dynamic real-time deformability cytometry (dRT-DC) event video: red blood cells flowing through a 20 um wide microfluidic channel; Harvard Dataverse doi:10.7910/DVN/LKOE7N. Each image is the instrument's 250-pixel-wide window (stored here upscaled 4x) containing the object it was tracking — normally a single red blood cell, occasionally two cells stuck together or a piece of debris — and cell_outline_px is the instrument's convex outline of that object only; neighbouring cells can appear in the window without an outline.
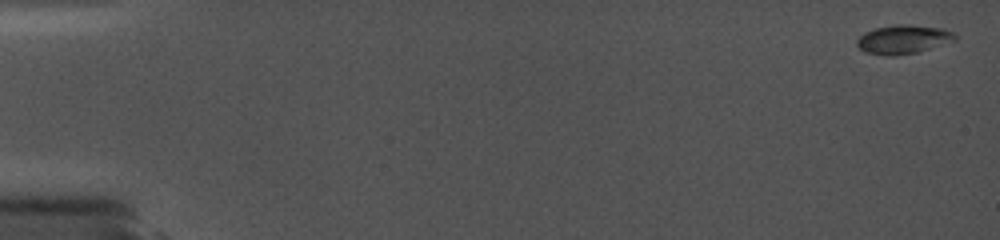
{"species": "common noctule bat (a hibernating species)", "species_latin": "Nyctalus noctula", "temperature_condition": "cold", "stored_images_in_passage": 59, "camera_frame_rate_fps": 5000, "um_per_image_px": 0.085, "animal": {"sex": "female", "body_mass_g": 19.0, "forearm_length_mm": 56.7}, "frame": {"image": 1, "passage_image": 1, "time_ms": 0.0, "image_size_px": [1000, 240], "cell_outline_px": [[956, 40], [916, 52], [892, 56], [888, 56], [864, 52], [856, 44], [856, 40], [864, 32], [876, 28], [896, 24], [908, 24], [940, 28], [956, 32]], "centroid_in_image_um": [76.76, 3.34], "position_along_channel_um": 8.2, "area_um2": 16.42}}
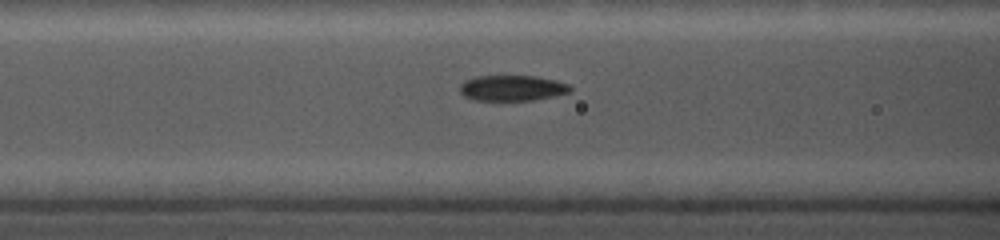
{"frame": {"image": 2, "passage_image": 31, "time_ms": 7.4, "image_size_px": [1000, 240], "cell_outline_px": [[572, 92], [532, 100], [472, 100], [464, 96], [460, 92], [460, 84], [464, 80], [476, 76], [536, 76], [556, 80], [568, 84], [572, 88]], "centroid_in_image_um": [43.52, 7.48], "position_along_channel_um": 123.1, "area_um2": 16.53}}
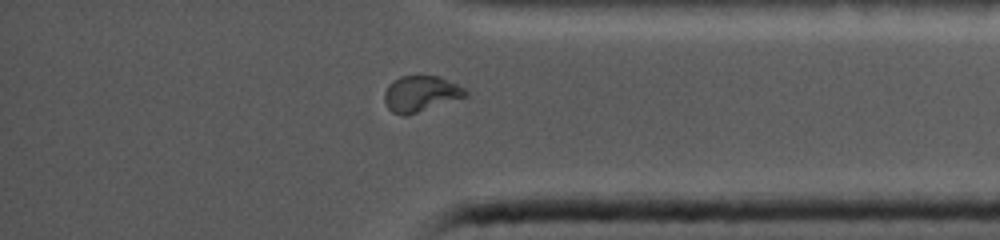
{"frame": {"image": 3, "passage_image": 52, "time_ms": 14.6, "image_size_px": [1000, 240], "cell_outline_px": [[468, 96], [408, 116], [404, 116], [392, 112], [388, 108], [384, 100], [384, 92], [388, 84], [392, 80], [400, 76], [440, 76], [464, 88], [468, 92]], "centroid_in_image_um": [35.75, 7.98], "position_along_channel_um": 399.5, "area_um2": 17.17}}